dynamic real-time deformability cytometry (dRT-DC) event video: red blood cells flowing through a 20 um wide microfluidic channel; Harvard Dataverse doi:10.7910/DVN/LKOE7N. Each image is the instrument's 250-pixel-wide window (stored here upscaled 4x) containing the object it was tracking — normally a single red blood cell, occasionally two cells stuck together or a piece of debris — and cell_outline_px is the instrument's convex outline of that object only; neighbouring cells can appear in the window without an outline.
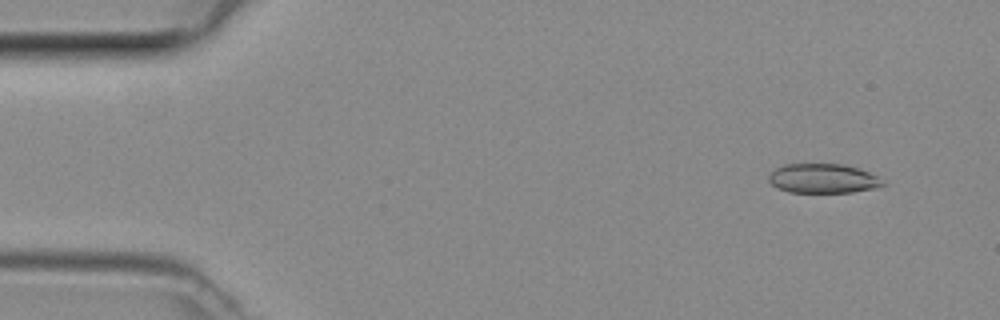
{"species": "common noctule bat (a hibernating species)", "species_latin": "Nyctalus noctula", "temperature_condition": "room temperature", "stored_images_in_passage": 15, "camera_frame_rate_fps": 3000, "um_per_image_px": 0.085, "animal": {"sex": "female", "body_mass_g": 29.2, "forearm_length_mm": 56.3}, "frame": {"image": 1, "passage_image": 4, "time_ms": 1.0, "image_size_px": [1000, 320], "cell_outline_px": [[888, 184], [876, 188], [852, 192], [788, 192], [776, 188], [768, 180], [768, 176], [776, 168], [784, 164], [844, 164], [860, 168], [876, 176]], "centroid_in_image_um": [69.97, 15.17], "position_along_channel_um": 15.0, "area_um2": 19.65}}
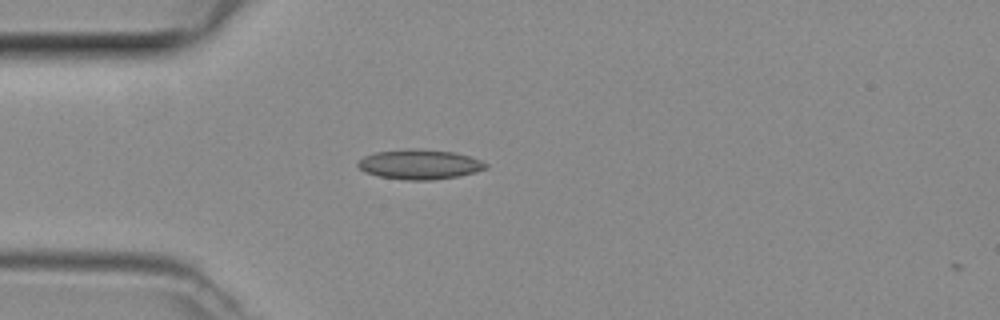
{"frame": {"image": 2, "passage_image": 13, "time_ms": 4.0, "image_size_px": [1000, 320], "cell_outline_px": [[488, 168], [476, 172], [456, 176], [432, 180], [408, 180], [380, 176], [364, 172], [356, 164], [364, 156], [376, 152], [408, 148], [416, 148], [456, 152], [480, 160], [488, 164]], "centroid_in_image_um": [35.68, 13.96], "position_along_channel_um": 49.3, "area_um2": 22.2}}